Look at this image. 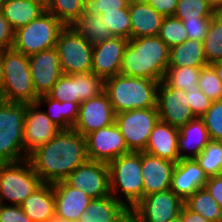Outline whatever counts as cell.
<instances>
[{
	"label": "cell",
	"instance_id": "6da1fadb",
	"mask_svg": "<svg viewBox=\"0 0 222 222\" xmlns=\"http://www.w3.org/2000/svg\"><path fill=\"white\" fill-rule=\"evenodd\" d=\"M43 183L63 181L88 160L86 137L76 130H61L27 158Z\"/></svg>",
	"mask_w": 222,
	"mask_h": 222
},
{
	"label": "cell",
	"instance_id": "7a4b0ae2",
	"mask_svg": "<svg viewBox=\"0 0 222 222\" xmlns=\"http://www.w3.org/2000/svg\"><path fill=\"white\" fill-rule=\"evenodd\" d=\"M168 63L169 47L158 35L133 38L126 45L120 74L162 81Z\"/></svg>",
	"mask_w": 222,
	"mask_h": 222
},
{
	"label": "cell",
	"instance_id": "3957f363",
	"mask_svg": "<svg viewBox=\"0 0 222 222\" xmlns=\"http://www.w3.org/2000/svg\"><path fill=\"white\" fill-rule=\"evenodd\" d=\"M160 81L122 74L104 80V92L115 114L142 108H157Z\"/></svg>",
	"mask_w": 222,
	"mask_h": 222
},
{
	"label": "cell",
	"instance_id": "277c9868",
	"mask_svg": "<svg viewBox=\"0 0 222 222\" xmlns=\"http://www.w3.org/2000/svg\"><path fill=\"white\" fill-rule=\"evenodd\" d=\"M3 84L0 100L13 103H37L38 96L30 73L28 56L13 48L0 51Z\"/></svg>",
	"mask_w": 222,
	"mask_h": 222
},
{
	"label": "cell",
	"instance_id": "5b68a950",
	"mask_svg": "<svg viewBox=\"0 0 222 222\" xmlns=\"http://www.w3.org/2000/svg\"><path fill=\"white\" fill-rule=\"evenodd\" d=\"M108 165L110 194L127 208L134 207L144 197L141 152L118 156Z\"/></svg>",
	"mask_w": 222,
	"mask_h": 222
},
{
	"label": "cell",
	"instance_id": "8992f818",
	"mask_svg": "<svg viewBox=\"0 0 222 222\" xmlns=\"http://www.w3.org/2000/svg\"><path fill=\"white\" fill-rule=\"evenodd\" d=\"M25 111L26 104L0 100V163L27 159L23 145Z\"/></svg>",
	"mask_w": 222,
	"mask_h": 222
},
{
	"label": "cell",
	"instance_id": "52a82bcc",
	"mask_svg": "<svg viewBox=\"0 0 222 222\" xmlns=\"http://www.w3.org/2000/svg\"><path fill=\"white\" fill-rule=\"evenodd\" d=\"M42 184L28 159L0 163L1 204L20 206Z\"/></svg>",
	"mask_w": 222,
	"mask_h": 222
},
{
	"label": "cell",
	"instance_id": "ba28073f",
	"mask_svg": "<svg viewBox=\"0 0 222 222\" xmlns=\"http://www.w3.org/2000/svg\"><path fill=\"white\" fill-rule=\"evenodd\" d=\"M64 27L59 19L46 10L38 18L15 31L12 48L30 56L55 47Z\"/></svg>",
	"mask_w": 222,
	"mask_h": 222
},
{
	"label": "cell",
	"instance_id": "9c48e42d",
	"mask_svg": "<svg viewBox=\"0 0 222 222\" xmlns=\"http://www.w3.org/2000/svg\"><path fill=\"white\" fill-rule=\"evenodd\" d=\"M55 47L63 74L92 72L93 46L73 26L61 30Z\"/></svg>",
	"mask_w": 222,
	"mask_h": 222
},
{
	"label": "cell",
	"instance_id": "30bf717a",
	"mask_svg": "<svg viewBox=\"0 0 222 222\" xmlns=\"http://www.w3.org/2000/svg\"><path fill=\"white\" fill-rule=\"evenodd\" d=\"M159 121L157 108H142L115 114V123L124 137L127 148L133 152L146 149L150 134Z\"/></svg>",
	"mask_w": 222,
	"mask_h": 222
},
{
	"label": "cell",
	"instance_id": "8fae6325",
	"mask_svg": "<svg viewBox=\"0 0 222 222\" xmlns=\"http://www.w3.org/2000/svg\"><path fill=\"white\" fill-rule=\"evenodd\" d=\"M184 201L171 189L144 196L132 207L134 222H168L181 213Z\"/></svg>",
	"mask_w": 222,
	"mask_h": 222
},
{
	"label": "cell",
	"instance_id": "7c38bea8",
	"mask_svg": "<svg viewBox=\"0 0 222 222\" xmlns=\"http://www.w3.org/2000/svg\"><path fill=\"white\" fill-rule=\"evenodd\" d=\"M64 181L71 187L81 189L92 199L110 195L109 165L107 163L88 159Z\"/></svg>",
	"mask_w": 222,
	"mask_h": 222
},
{
	"label": "cell",
	"instance_id": "4fadbf2b",
	"mask_svg": "<svg viewBox=\"0 0 222 222\" xmlns=\"http://www.w3.org/2000/svg\"><path fill=\"white\" fill-rule=\"evenodd\" d=\"M85 137L89 160L109 164L118 156L131 152L115 122L95 130Z\"/></svg>",
	"mask_w": 222,
	"mask_h": 222
},
{
	"label": "cell",
	"instance_id": "5bb4252c",
	"mask_svg": "<svg viewBox=\"0 0 222 222\" xmlns=\"http://www.w3.org/2000/svg\"><path fill=\"white\" fill-rule=\"evenodd\" d=\"M159 120L174 127H181L195 119L189 108L186 91L170 87L164 80L157 88Z\"/></svg>",
	"mask_w": 222,
	"mask_h": 222
},
{
	"label": "cell",
	"instance_id": "9a60e30c",
	"mask_svg": "<svg viewBox=\"0 0 222 222\" xmlns=\"http://www.w3.org/2000/svg\"><path fill=\"white\" fill-rule=\"evenodd\" d=\"M61 129L56 126L38 103L26 104L23 145L25 156L52 140Z\"/></svg>",
	"mask_w": 222,
	"mask_h": 222
},
{
	"label": "cell",
	"instance_id": "2e32d148",
	"mask_svg": "<svg viewBox=\"0 0 222 222\" xmlns=\"http://www.w3.org/2000/svg\"><path fill=\"white\" fill-rule=\"evenodd\" d=\"M28 61L37 96L47 95L63 75L56 47L30 55Z\"/></svg>",
	"mask_w": 222,
	"mask_h": 222
},
{
	"label": "cell",
	"instance_id": "e0dca14e",
	"mask_svg": "<svg viewBox=\"0 0 222 222\" xmlns=\"http://www.w3.org/2000/svg\"><path fill=\"white\" fill-rule=\"evenodd\" d=\"M115 122V112L105 92L95 98L81 102L79 117L73 129L86 136Z\"/></svg>",
	"mask_w": 222,
	"mask_h": 222
},
{
	"label": "cell",
	"instance_id": "ac0fdd59",
	"mask_svg": "<svg viewBox=\"0 0 222 222\" xmlns=\"http://www.w3.org/2000/svg\"><path fill=\"white\" fill-rule=\"evenodd\" d=\"M129 39L112 37L93 46L92 73L103 80L120 74L123 54Z\"/></svg>",
	"mask_w": 222,
	"mask_h": 222
},
{
	"label": "cell",
	"instance_id": "d6986e66",
	"mask_svg": "<svg viewBox=\"0 0 222 222\" xmlns=\"http://www.w3.org/2000/svg\"><path fill=\"white\" fill-rule=\"evenodd\" d=\"M144 196L171 188L175 162L141 151Z\"/></svg>",
	"mask_w": 222,
	"mask_h": 222
},
{
	"label": "cell",
	"instance_id": "ffe728a7",
	"mask_svg": "<svg viewBox=\"0 0 222 222\" xmlns=\"http://www.w3.org/2000/svg\"><path fill=\"white\" fill-rule=\"evenodd\" d=\"M208 180L203 168L195 158L180 159L174 168L171 190L184 202Z\"/></svg>",
	"mask_w": 222,
	"mask_h": 222
},
{
	"label": "cell",
	"instance_id": "44dd1931",
	"mask_svg": "<svg viewBox=\"0 0 222 222\" xmlns=\"http://www.w3.org/2000/svg\"><path fill=\"white\" fill-rule=\"evenodd\" d=\"M55 212L66 221H78L92 198L79 188L69 186L64 180L53 183Z\"/></svg>",
	"mask_w": 222,
	"mask_h": 222
},
{
	"label": "cell",
	"instance_id": "7402d4cb",
	"mask_svg": "<svg viewBox=\"0 0 222 222\" xmlns=\"http://www.w3.org/2000/svg\"><path fill=\"white\" fill-rule=\"evenodd\" d=\"M179 131L177 127L171 126L159 120L150 134L145 152L177 163L180 160L178 153Z\"/></svg>",
	"mask_w": 222,
	"mask_h": 222
},
{
	"label": "cell",
	"instance_id": "603a6c76",
	"mask_svg": "<svg viewBox=\"0 0 222 222\" xmlns=\"http://www.w3.org/2000/svg\"><path fill=\"white\" fill-rule=\"evenodd\" d=\"M131 20V39L159 34L164 16L159 14L145 0H135L129 3Z\"/></svg>",
	"mask_w": 222,
	"mask_h": 222
},
{
	"label": "cell",
	"instance_id": "cb8c5ba5",
	"mask_svg": "<svg viewBox=\"0 0 222 222\" xmlns=\"http://www.w3.org/2000/svg\"><path fill=\"white\" fill-rule=\"evenodd\" d=\"M178 153L180 159L196 158L209 143L210 137L201 118H195L178 128Z\"/></svg>",
	"mask_w": 222,
	"mask_h": 222
},
{
	"label": "cell",
	"instance_id": "d4e9b609",
	"mask_svg": "<svg viewBox=\"0 0 222 222\" xmlns=\"http://www.w3.org/2000/svg\"><path fill=\"white\" fill-rule=\"evenodd\" d=\"M32 222H46L55 213L53 184L43 183L20 205Z\"/></svg>",
	"mask_w": 222,
	"mask_h": 222
},
{
	"label": "cell",
	"instance_id": "484cf974",
	"mask_svg": "<svg viewBox=\"0 0 222 222\" xmlns=\"http://www.w3.org/2000/svg\"><path fill=\"white\" fill-rule=\"evenodd\" d=\"M1 10L16 31L42 15L46 11V6L31 0H6Z\"/></svg>",
	"mask_w": 222,
	"mask_h": 222
},
{
	"label": "cell",
	"instance_id": "4316f807",
	"mask_svg": "<svg viewBox=\"0 0 222 222\" xmlns=\"http://www.w3.org/2000/svg\"><path fill=\"white\" fill-rule=\"evenodd\" d=\"M207 65L201 41L187 39L183 43L169 48L168 67H206Z\"/></svg>",
	"mask_w": 222,
	"mask_h": 222
},
{
	"label": "cell",
	"instance_id": "83f0119b",
	"mask_svg": "<svg viewBox=\"0 0 222 222\" xmlns=\"http://www.w3.org/2000/svg\"><path fill=\"white\" fill-rule=\"evenodd\" d=\"M127 207L116 200L111 194L98 199H92L88 207L79 217V222H113Z\"/></svg>",
	"mask_w": 222,
	"mask_h": 222
},
{
	"label": "cell",
	"instance_id": "f1b7e54d",
	"mask_svg": "<svg viewBox=\"0 0 222 222\" xmlns=\"http://www.w3.org/2000/svg\"><path fill=\"white\" fill-rule=\"evenodd\" d=\"M37 103L42 107L47 105L45 113L61 130L72 129L79 117V103L71 101H56L47 95L38 98ZM43 104V105H42Z\"/></svg>",
	"mask_w": 222,
	"mask_h": 222
},
{
	"label": "cell",
	"instance_id": "f546056e",
	"mask_svg": "<svg viewBox=\"0 0 222 222\" xmlns=\"http://www.w3.org/2000/svg\"><path fill=\"white\" fill-rule=\"evenodd\" d=\"M92 46L113 37L101 14L83 13L72 25Z\"/></svg>",
	"mask_w": 222,
	"mask_h": 222
},
{
	"label": "cell",
	"instance_id": "4dcf8cb0",
	"mask_svg": "<svg viewBox=\"0 0 222 222\" xmlns=\"http://www.w3.org/2000/svg\"><path fill=\"white\" fill-rule=\"evenodd\" d=\"M184 204L191 210L211 222H219L222 209L205 188L195 191Z\"/></svg>",
	"mask_w": 222,
	"mask_h": 222
},
{
	"label": "cell",
	"instance_id": "1f68e13d",
	"mask_svg": "<svg viewBox=\"0 0 222 222\" xmlns=\"http://www.w3.org/2000/svg\"><path fill=\"white\" fill-rule=\"evenodd\" d=\"M73 81L74 103L95 98L104 92V80L92 72L70 74Z\"/></svg>",
	"mask_w": 222,
	"mask_h": 222
},
{
	"label": "cell",
	"instance_id": "d6a6232c",
	"mask_svg": "<svg viewBox=\"0 0 222 222\" xmlns=\"http://www.w3.org/2000/svg\"><path fill=\"white\" fill-rule=\"evenodd\" d=\"M203 47L208 65L222 60V12L215 13L211 18Z\"/></svg>",
	"mask_w": 222,
	"mask_h": 222
},
{
	"label": "cell",
	"instance_id": "836d02e7",
	"mask_svg": "<svg viewBox=\"0 0 222 222\" xmlns=\"http://www.w3.org/2000/svg\"><path fill=\"white\" fill-rule=\"evenodd\" d=\"M85 0H47L46 10L65 26L73 23L83 14Z\"/></svg>",
	"mask_w": 222,
	"mask_h": 222
},
{
	"label": "cell",
	"instance_id": "e575fe53",
	"mask_svg": "<svg viewBox=\"0 0 222 222\" xmlns=\"http://www.w3.org/2000/svg\"><path fill=\"white\" fill-rule=\"evenodd\" d=\"M201 68L203 67H168L163 80L176 89H199L197 82Z\"/></svg>",
	"mask_w": 222,
	"mask_h": 222
},
{
	"label": "cell",
	"instance_id": "d590c367",
	"mask_svg": "<svg viewBox=\"0 0 222 222\" xmlns=\"http://www.w3.org/2000/svg\"><path fill=\"white\" fill-rule=\"evenodd\" d=\"M195 159L208 178L222 174V141L210 140Z\"/></svg>",
	"mask_w": 222,
	"mask_h": 222
},
{
	"label": "cell",
	"instance_id": "8d00e7d4",
	"mask_svg": "<svg viewBox=\"0 0 222 222\" xmlns=\"http://www.w3.org/2000/svg\"><path fill=\"white\" fill-rule=\"evenodd\" d=\"M215 13L207 0H178L174 17L180 20H193L201 17H213Z\"/></svg>",
	"mask_w": 222,
	"mask_h": 222
},
{
	"label": "cell",
	"instance_id": "74e56055",
	"mask_svg": "<svg viewBox=\"0 0 222 222\" xmlns=\"http://www.w3.org/2000/svg\"><path fill=\"white\" fill-rule=\"evenodd\" d=\"M101 16L114 37L131 39L129 6L127 8L118 9V11L103 13Z\"/></svg>",
	"mask_w": 222,
	"mask_h": 222
},
{
	"label": "cell",
	"instance_id": "f35d334b",
	"mask_svg": "<svg viewBox=\"0 0 222 222\" xmlns=\"http://www.w3.org/2000/svg\"><path fill=\"white\" fill-rule=\"evenodd\" d=\"M158 36L172 48L188 39L182 20L174 17H164Z\"/></svg>",
	"mask_w": 222,
	"mask_h": 222
},
{
	"label": "cell",
	"instance_id": "ab89813d",
	"mask_svg": "<svg viewBox=\"0 0 222 222\" xmlns=\"http://www.w3.org/2000/svg\"><path fill=\"white\" fill-rule=\"evenodd\" d=\"M197 84L212 102L222 100V82L211 65L201 68Z\"/></svg>",
	"mask_w": 222,
	"mask_h": 222
},
{
	"label": "cell",
	"instance_id": "60d3db41",
	"mask_svg": "<svg viewBox=\"0 0 222 222\" xmlns=\"http://www.w3.org/2000/svg\"><path fill=\"white\" fill-rule=\"evenodd\" d=\"M201 119L207 128L210 140L222 141V100L213 101Z\"/></svg>",
	"mask_w": 222,
	"mask_h": 222
},
{
	"label": "cell",
	"instance_id": "b9f144b4",
	"mask_svg": "<svg viewBox=\"0 0 222 222\" xmlns=\"http://www.w3.org/2000/svg\"><path fill=\"white\" fill-rule=\"evenodd\" d=\"M129 3L128 0H85L83 13L98 15L118 11V9L127 8Z\"/></svg>",
	"mask_w": 222,
	"mask_h": 222
},
{
	"label": "cell",
	"instance_id": "7bdbcfd3",
	"mask_svg": "<svg viewBox=\"0 0 222 222\" xmlns=\"http://www.w3.org/2000/svg\"><path fill=\"white\" fill-rule=\"evenodd\" d=\"M73 84V79L69 75L63 74L51 88L47 96L56 101H71L74 103Z\"/></svg>",
	"mask_w": 222,
	"mask_h": 222
},
{
	"label": "cell",
	"instance_id": "ee69618b",
	"mask_svg": "<svg viewBox=\"0 0 222 222\" xmlns=\"http://www.w3.org/2000/svg\"><path fill=\"white\" fill-rule=\"evenodd\" d=\"M188 105L194 116L201 118L210 108L212 101L200 90H186Z\"/></svg>",
	"mask_w": 222,
	"mask_h": 222
},
{
	"label": "cell",
	"instance_id": "f6af8a7d",
	"mask_svg": "<svg viewBox=\"0 0 222 222\" xmlns=\"http://www.w3.org/2000/svg\"><path fill=\"white\" fill-rule=\"evenodd\" d=\"M212 17H201L193 20H182L188 39L203 42Z\"/></svg>",
	"mask_w": 222,
	"mask_h": 222
},
{
	"label": "cell",
	"instance_id": "bcb514c9",
	"mask_svg": "<svg viewBox=\"0 0 222 222\" xmlns=\"http://www.w3.org/2000/svg\"><path fill=\"white\" fill-rule=\"evenodd\" d=\"M0 222H32L19 205L0 203Z\"/></svg>",
	"mask_w": 222,
	"mask_h": 222
},
{
	"label": "cell",
	"instance_id": "7dc6e473",
	"mask_svg": "<svg viewBox=\"0 0 222 222\" xmlns=\"http://www.w3.org/2000/svg\"><path fill=\"white\" fill-rule=\"evenodd\" d=\"M15 31L6 20L0 9V51L11 49L14 43Z\"/></svg>",
	"mask_w": 222,
	"mask_h": 222
},
{
	"label": "cell",
	"instance_id": "c3c4849f",
	"mask_svg": "<svg viewBox=\"0 0 222 222\" xmlns=\"http://www.w3.org/2000/svg\"><path fill=\"white\" fill-rule=\"evenodd\" d=\"M164 17L174 16L178 0H145Z\"/></svg>",
	"mask_w": 222,
	"mask_h": 222
},
{
	"label": "cell",
	"instance_id": "681fc988",
	"mask_svg": "<svg viewBox=\"0 0 222 222\" xmlns=\"http://www.w3.org/2000/svg\"><path fill=\"white\" fill-rule=\"evenodd\" d=\"M204 188L218 202L222 209V174L209 177Z\"/></svg>",
	"mask_w": 222,
	"mask_h": 222
},
{
	"label": "cell",
	"instance_id": "f907efd6",
	"mask_svg": "<svg viewBox=\"0 0 222 222\" xmlns=\"http://www.w3.org/2000/svg\"><path fill=\"white\" fill-rule=\"evenodd\" d=\"M183 222H211L202 217L200 214L191 211L185 204L181 210Z\"/></svg>",
	"mask_w": 222,
	"mask_h": 222
},
{
	"label": "cell",
	"instance_id": "816d5d0a",
	"mask_svg": "<svg viewBox=\"0 0 222 222\" xmlns=\"http://www.w3.org/2000/svg\"><path fill=\"white\" fill-rule=\"evenodd\" d=\"M113 222H133V212L131 208H127L115 221Z\"/></svg>",
	"mask_w": 222,
	"mask_h": 222
},
{
	"label": "cell",
	"instance_id": "f5cc1de1",
	"mask_svg": "<svg viewBox=\"0 0 222 222\" xmlns=\"http://www.w3.org/2000/svg\"><path fill=\"white\" fill-rule=\"evenodd\" d=\"M216 13L222 12V0H207Z\"/></svg>",
	"mask_w": 222,
	"mask_h": 222
},
{
	"label": "cell",
	"instance_id": "db71d44e",
	"mask_svg": "<svg viewBox=\"0 0 222 222\" xmlns=\"http://www.w3.org/2000/svg\"><path fill=\"white\" fill-rule=\"evenodd\" d=\"M211 66L215 69L220 81L222 82V60L212 63Z\"/></svg>",
	"mask_w": 222,
	"mask_h": 222
},
{
	"label": "cell",
	"instance_id": "11a10c76",
	"mask_svg": "<svg viewBox=\"0 0 222 222\" xmlns=\"http://www.w3.org/2000/svg\"><path fill=\"white\" fill-rule=\"evenodd\" d=\"M46 222H68L64 218L60 217L56 212L50 216Z\"/></svg>",
	"mask_w": 222,
	"mask_h": 222
},
{
	"label": "cell",
	"instance_id": "9f6ffc18",
	"mask_svg": "<svg viewBox=\"0 0 222 222\" xmlns=\"http://www.w3.org/2000/svg\"><path fill=\"white\" fill-rule=\"evenodd\" d=\"M168 222H183V221H182V215L179 214V215H177L176 217L170 219Z\"/></svg>",
	"mask_w": 222,
	"mask_h": 222
},
{
	"label": "cell",
	"instance_id": "6f0895ef",
	"mask_svg": "<svg viewBox=\"0 0 222 222\" xmlns=\"http://www.w3.org/2000/svg\"><path fill=\"white\" fill-rule=\"evenodd\" d=\"M2 84H3V78H2V65H1V61H0V96H1Z\"/></svg>",
	"mask_w": 222,
	"mask_h": 222
},
{
	"label": "cell",
	"instance_id": "680465c9",
	"mask_svg": "<svg viewBox=\"0 0 222 222\" xmlns=\"http://www.w3.org/2000/svg\"><path fill=\"white\" fill-rule=\"evenodd\" d=\"M31 1L42 3L45 6H46V2H47V0H31Z\"/></svg>",
	"mask_w": 222,
	"mask_h": 222
},
{
	"label": "cell",
	"instance_id": "91938a15",
	"mask_svg": "<svg viewBox=\"0 0 222 222\" xmlns=\"http://www.w3.org/2000/svg\"><path fill=\"white\" fill-rule=\"evenodd\" d=\"M6 0H0V9L2 7V5L5 3Z\"/></svg>",
	"mask_w": 222,
	"mask_h": 222
}]
</instances>
